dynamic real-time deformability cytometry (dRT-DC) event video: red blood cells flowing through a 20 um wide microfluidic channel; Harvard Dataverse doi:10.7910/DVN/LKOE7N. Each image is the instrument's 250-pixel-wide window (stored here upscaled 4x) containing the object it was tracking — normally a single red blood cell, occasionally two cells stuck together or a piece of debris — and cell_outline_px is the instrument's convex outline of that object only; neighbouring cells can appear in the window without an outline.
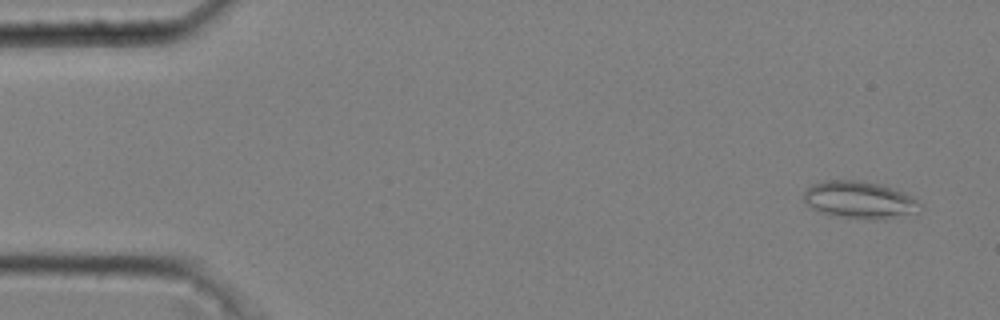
{"species": "common noctule bat (a hibernating species)", "species_latin": "Nyctalus noctula", "temperature_condition": "cold", "stored_images_in_passage": 52, "camera_frame_rate_fps": 3000, "um_per_image_px": 0.085, "animal": {"sex": "male", "body_mass_g": 20.4}, "frame": {"image": 1, "passage_image": 3, "time_ms": 0.667, "image_size_px": [1000, 320], "cell_outline_px": [[924, 208], [920, 212], [892, 216], [844, 216], [820, 212], [812, 208], [804, 200], [804, 192], [812, 184], [824, 180], [860, 180], [880, 184], [904, 192], [912, 196]], "centroid_in_image_um": [73.05, 16.92], "position_along_channel_um": 11.9, "area_um2": 24.22}}
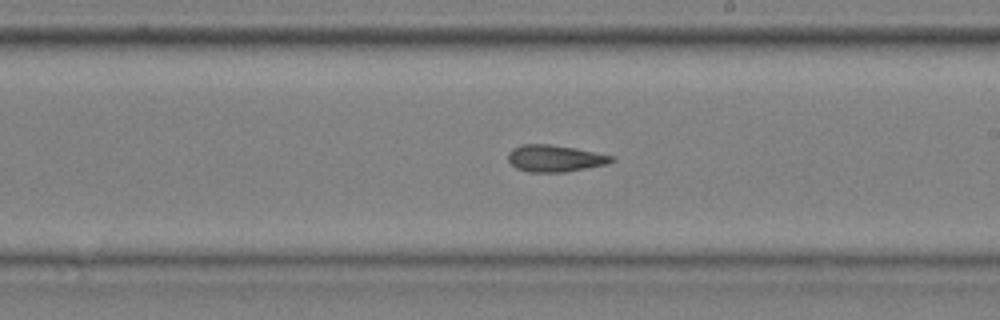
{"frame": {"image": 2, "passage_image": 31, "time_ms": 10.0, "image_size_px": [1000, 320], "cell_outline_px": [[616, 160], [608, 164], [564, 172], [528, 172], [516, 168], [508, 160], [508, 152], [512, 148], [524, 144], [548, 144], [576, 148], [616, 156]], "centroid_in_image_um": [47.2, 13.46], "position_along_channel_um": 241.8, "area_um2": 16.3}}
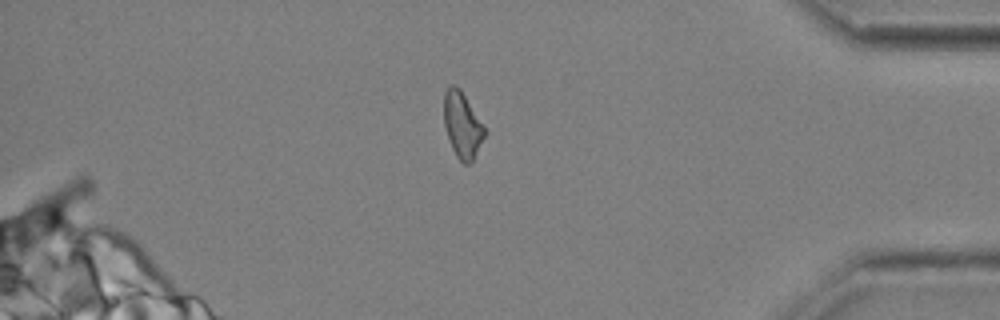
{"frame": {"image": 3, "passage_image": 46, "time_ms": 15.0, "image_size_px": [1000, 320], "cell_outline_px": [[488, 132], [472, 160], [468, 164], [464, 164], [456, 156], [452, 148], [444, 124], [444, 92], [452, 84], [456, 84], [460, 88]], "centroid_in_image_um": [39.31, 10.61], "position_along_channel_um": 395.9, "area_um2": 15.55}, "authors_computed_cell_mechanics": {"area_um2": 16.5597, "velocity_mm_per_s": 3.6918, "shape_relaxation_time_tau1_ms": 6.7528, "shape_relaxation_time_tau2_ms": 5.0314, "deformation_change_tau1": 0.1311, "deformation_change_tau2": 0.1476}}